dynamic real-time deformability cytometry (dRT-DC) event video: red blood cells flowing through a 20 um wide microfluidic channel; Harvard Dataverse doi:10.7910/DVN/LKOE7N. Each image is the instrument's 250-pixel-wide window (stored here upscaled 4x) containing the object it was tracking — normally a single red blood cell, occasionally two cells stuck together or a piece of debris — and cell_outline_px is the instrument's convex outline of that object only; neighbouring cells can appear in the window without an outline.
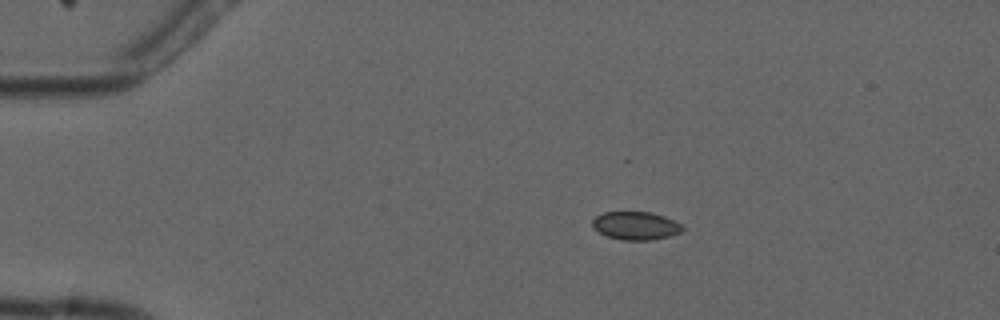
{"species": "common noctule bat (a hibernating species)", "species_latin": "Nyctalus noctula", "temperature_condition": "cold", "stored_images_in_passage": 9, "camera_frame_rate_fps": 3000, "um_per_image_px": 0.085, "animal": {"sex": "male", "forearm_length_mm": 52.5}, "frame": {"image": 1, "passage_image": 4, "time_ms": 3.333, "image_size_px": [1000, 320], "cell_outline_px": [[684, 228], [680, 232], [668, 236], [652, 240], [620, 240], [608, 236], [600, 232], [592, 224], [592, 220], [596, 216], [604, 212], [652, 212], [664, 216], [680, 224]], "centroid_in_image_um": [54.03, 19.18], "position_along_channel_um": 31.0, "area_um2": 14.57}}
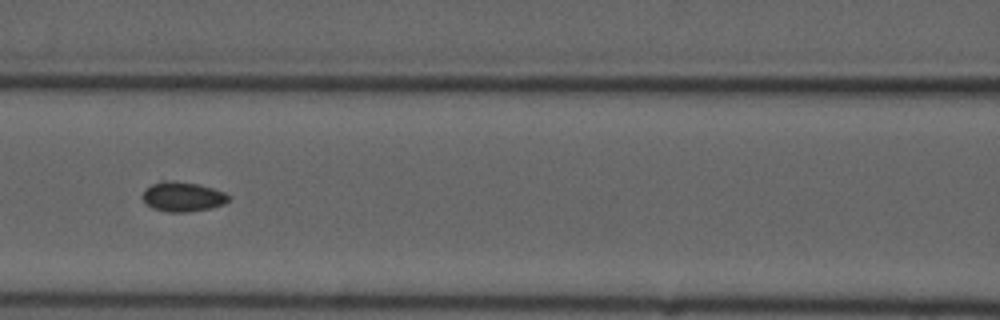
{"frame": {"image": 2, "passage_image": 8, "time_ms": 8.0, "image_size_px": [1000, 320], "cell_outline_px": [[232, 196], [224, 204], [212, 208], [184, 212], [168, 212], [152, 208], [144, 204], [140, 196], [152, 184], [164, 180], [196, 184], [212, 188], [224, 192]], "centroid_in_image_um": [15.51, 16.74], "position_along_channel_um": 151.1, "area_um2": 14.85}}
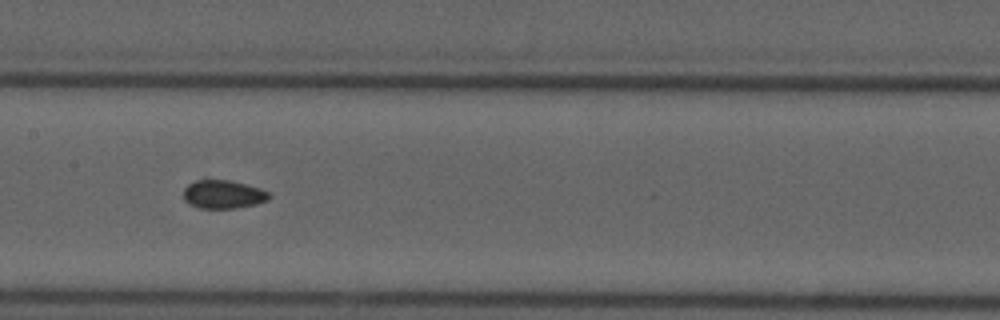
{"frame": {"image": 3, "passage_image": 9, "time_ms": 9.0, "image_size_px": [1000, 320], "cell_outline_px": [[272, 196], [268, 200], [256, 204], [236, 208], [200, 208], [184, 200], [184, 188], [188, 184], [204, 176], [228, 180], [260, 188], [268, 192]], "centroid_in_image_um": [18.95, 16.48], "position_along_channel_um": 188.4, "area_um2": 14.51}}